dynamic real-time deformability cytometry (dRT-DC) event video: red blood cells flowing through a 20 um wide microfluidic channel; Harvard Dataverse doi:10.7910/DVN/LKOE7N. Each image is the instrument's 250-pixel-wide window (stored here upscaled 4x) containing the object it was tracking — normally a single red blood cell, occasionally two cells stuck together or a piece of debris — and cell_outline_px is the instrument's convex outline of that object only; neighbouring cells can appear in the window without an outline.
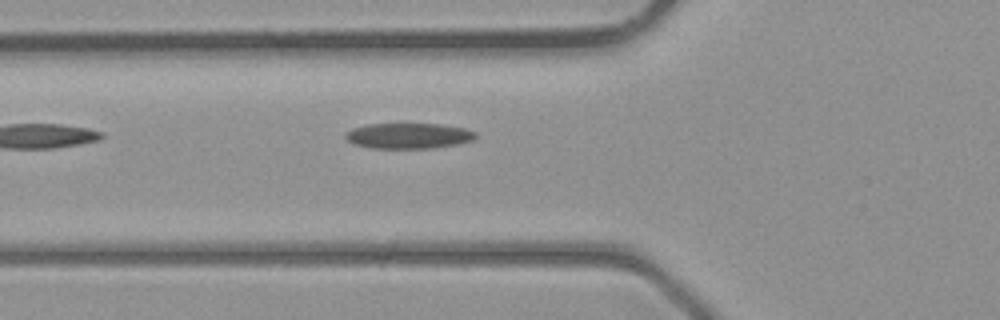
{"species": "common noctule bat (a hibernating species)", "species_latin": "Nyctalus noctula", "temperature_condition": "room temperature", "stored_images_in_passage": 4, "camera_frame_rate_fps": 3000, "um_per_image_px": 0.085, "animal": {"sex": "male", "body_mass_g": 23.1, "forearm_length_mm": 52.7}, "frame": {"image": 1, "passage_image": 4, "time_ms": 4.333, "image_size_px": [1000, 320], "cell_outline_px": [[476, 136], [472, 140], [460, 144], [432, 148], [368, 148], [356, 144], [348, 140], [344, 136], [344, 132], [352, 128], [368, 124], [440, 124], [464, 128], [476, 132]], "centroid_in_image_um": [34.72, 11.54], "position_along_channel_um": 91.1, "area_um2": 19.42}}